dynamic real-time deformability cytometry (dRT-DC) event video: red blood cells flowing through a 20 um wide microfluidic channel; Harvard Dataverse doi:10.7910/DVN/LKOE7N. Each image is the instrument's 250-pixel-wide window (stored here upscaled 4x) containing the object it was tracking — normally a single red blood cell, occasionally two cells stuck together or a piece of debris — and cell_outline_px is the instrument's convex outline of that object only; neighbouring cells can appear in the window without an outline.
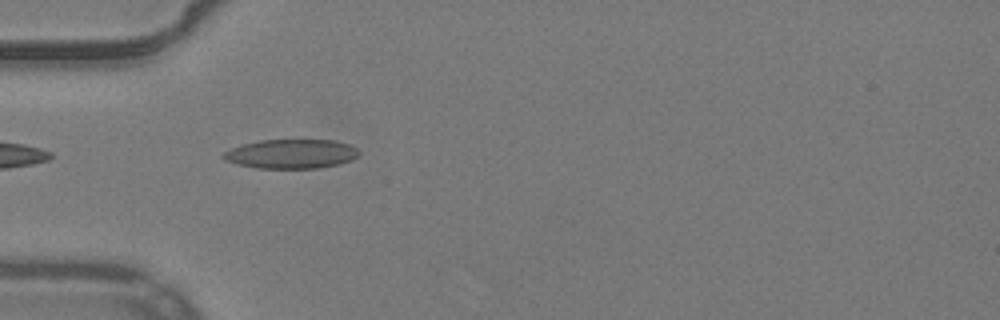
{"species": "common noctule bat (a hibernating species)", "species_latin": "Nyctalus noctula", "temperature_condition": "warm", "stored_images_in_passage": 13, "camera_frame_rate_fps": 3000, "um_per_image_px": 0.085, "animal": {"sex": "male", "body_mass_g": 19.2, "forearm_length_mm": 51.8}, "frame": {"image": 1, "passage_image": 1, "time_ms": 0.0, "image_size_px": [1000, 320], "cell_outline_px": [[360, 152], [352, 160], [340, 164], [316, 168], [256, 168], [236, 164], [224, 160], [220, 156], [224, 152], [240, 144], [260, 140], [336, 140], [348, 144], [356, 148]], "centroid_in_image_um": [24.72, 13.08], "position_along_channel_um": 60.3, "area_um2": 23.24}}
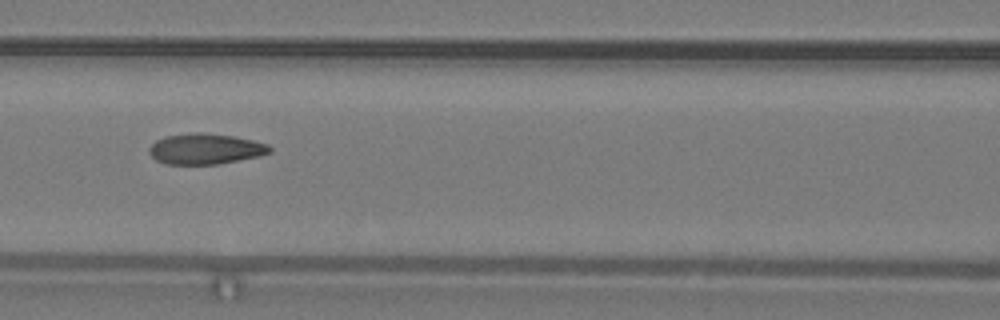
{"frame": {"image": 2, "passage_image": 8, "time_ms": 2.333, "image_size_px": [1000, 320], "cell_outline_px": [[272, 152], [260, 156], [216, 164], [164, 164], [156, 160], [148, 152], [148, 148], [156, 140], [168, 136], [192, 132], [204, 132], [232, 136], [252, 140], [268, 144], [272, 148]], "centroid_in_image_um": [17.46, 12.65], "position_along_channel_um": 149.1, "area_um2": 21.56}}
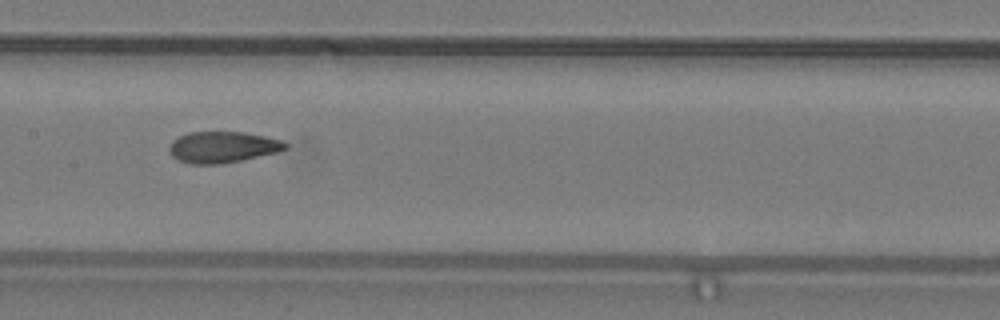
{"frame": {"image": 3, "passage_image": 11, "time_ms": 3.333, "image_size_px": [1000, 320], "cell_outline_px": [[288, 148], [276, 152], [240, 160], [220, 164], [188, 164], [172, 156], [168, 148], [172, 140], [188, 132], [240, 132], [264, 136], [280, 140], [288, 144]], "centroid_in_image_um": [18.88, 12.5], "position_along_channel_um": 188.5, "area_um2": 20.92}}